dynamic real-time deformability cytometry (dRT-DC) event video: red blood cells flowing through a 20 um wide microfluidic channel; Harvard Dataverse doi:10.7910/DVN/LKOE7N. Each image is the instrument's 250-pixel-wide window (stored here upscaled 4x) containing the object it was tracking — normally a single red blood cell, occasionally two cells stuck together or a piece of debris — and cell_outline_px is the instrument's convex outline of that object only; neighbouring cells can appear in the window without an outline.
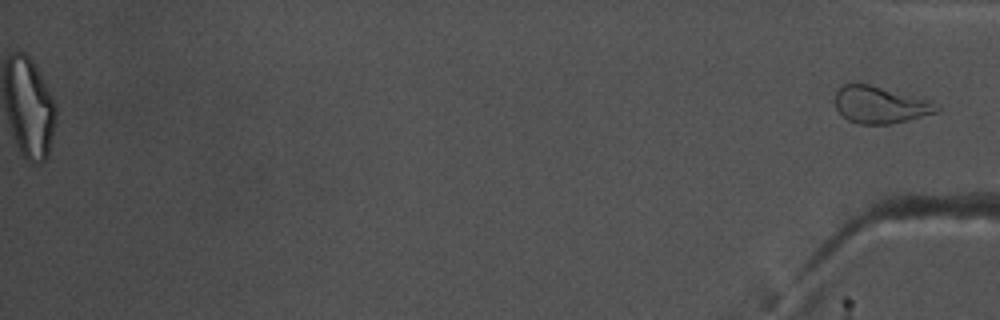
{"species": "common noctule bat (a hibernating species)", "species_latin": "Nyctalus noctula", "temperature_condition": "warm", "stored_images_in_passage": 54, "segment_of_instrument_passage": [2, 2], "camera_frame_rate_fps": 3000, "um_per_image_px": 0.085, "animal": {"sex": "male", "body_mass_g": 17.5, "forearm_length_mm": 52.3}, "frame": {"image": 1, "passage_image": 54, "time_ms": 17.667, "image_size_px": [1000, 320], "cell_outline_px": [[940, 112], [892, 124], [856, 124], [848, 120], [836, 108], [836, 92], [844, 84], [868, 84], [928, 100], [940, 104]], "centroid_in_image_um": [74.86, 8.93], "position_along_channel_um": 360.3, "area_um2": 21.73}}